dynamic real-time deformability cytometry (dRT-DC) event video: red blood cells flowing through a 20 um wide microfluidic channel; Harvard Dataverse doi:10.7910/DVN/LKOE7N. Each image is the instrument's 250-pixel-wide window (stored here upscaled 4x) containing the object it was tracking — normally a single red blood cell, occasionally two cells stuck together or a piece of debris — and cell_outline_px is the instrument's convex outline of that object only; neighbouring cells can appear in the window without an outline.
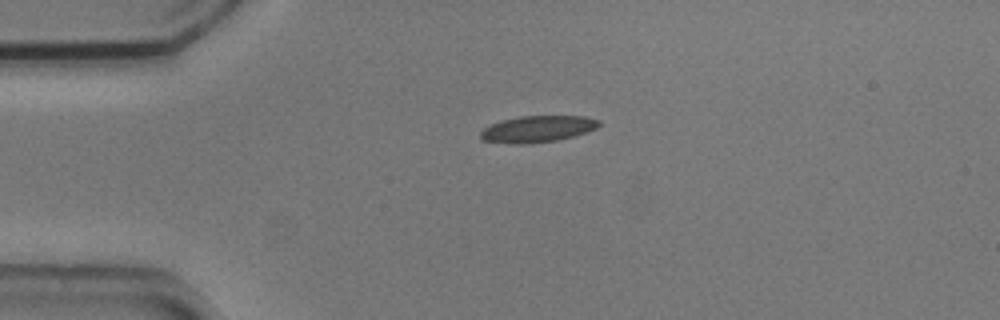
{"species": "common noctule bat (a hibernating species)", "species_latin": "Nyctalus noctula", "temperature_condition": "cold", "stored_images_in_passage": 1, "camera_frame_rate_fps": 3000, "um_per_image_px": 0.085, "animal": {"sex": "male", "body_mass_g": 20.5, "forearm_length_mm": 52.5}, "frame": {"image": 1, "passage_image": 1, "time_ms": 0.0, "image_size_px": [1000, 320], "cell_outline_px": [[600, 124], [596, 128], [572, 136], [556, 140], [524, 144], [516, 144], [480, 140], [480, 132], [488, 124], [500, 120], [520, 116], [584, 116], [600, 120]], "centroid_in_image_um": [45.63, 10.95], "position_along_channel_um": 39.4, "area_um2": 18.26}}